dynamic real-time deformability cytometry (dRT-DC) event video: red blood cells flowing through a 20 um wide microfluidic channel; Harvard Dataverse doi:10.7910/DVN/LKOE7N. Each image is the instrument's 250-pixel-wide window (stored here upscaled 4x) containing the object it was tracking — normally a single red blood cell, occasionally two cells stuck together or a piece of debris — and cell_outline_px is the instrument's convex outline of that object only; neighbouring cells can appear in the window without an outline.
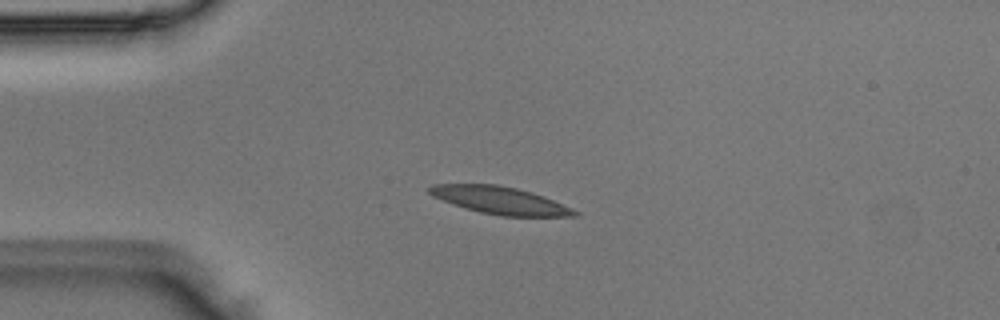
{"species": "Egyptian fruit bat (a non-hibernating species)", "species_latin": "Rousettus aegyptiacus", "temperature_condition": "room temperature", "stored_images_in_passage": 5, "camera_frame_rate_fps": 3000, "um_per_image_px": 0.085, "animal": {"sex": "male"}, "frame": {"image": 1, "passage_image": 3, "time_ms": 0.667, "image_size_px": [1000, 320], "cell_outline_px": [[580, 212], [576, 216], [500, 216], [480, 212], [464, 208], [452, 204], [432, 196], [428, 192], [428, 188], [432, 184], [496, 184], [516, 188], [532, 192], [544, 196], [572, 208]], "centroid_in_image_um": [42.49, 17.03], "position_along_channel_um": 42.5, "area_um2": 23.24}}
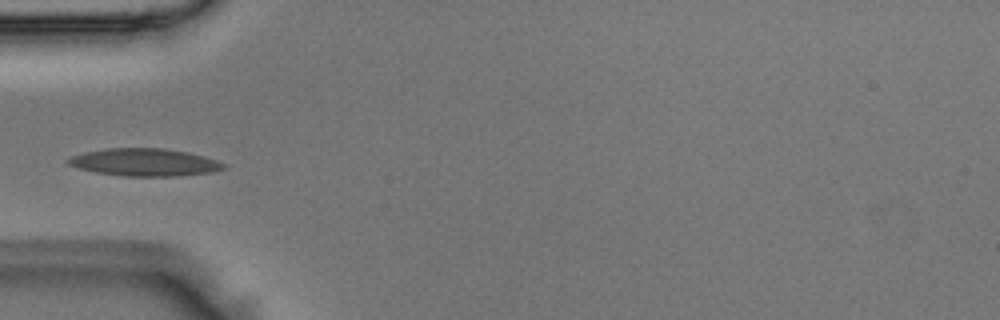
{"frame": {"image": 2, "passage_image": 4, "time_ms": 1.0, "image_size_px": [1000, 320], "cell_outline_px": [[224, 168], [212, 172], [180, 176], [124, 176], [96, 172], [80, 168], [68, 164], [64, 160], [72, 156], [84, 152], [104, 148], [164, 148], [188, 152], [204, 156], [216, 160], [224, 164]], "centroid_in_image_um": [12.27, 13.79], "position_along_channel_um": 72.7, "area_um2": 24.91}}
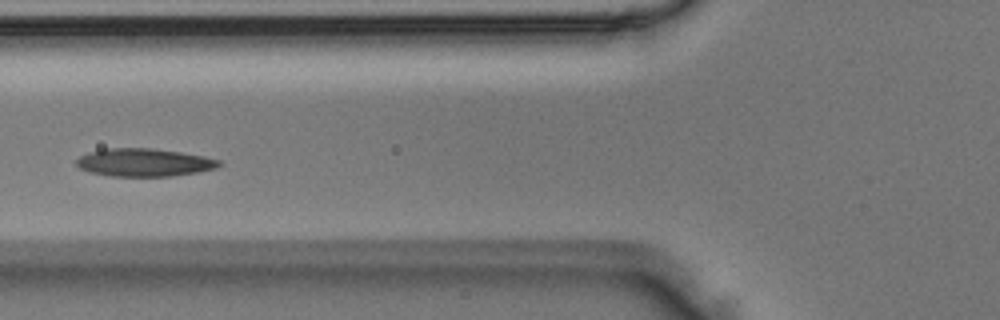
{"frame": {"image": 3, "passage_image": 5, "time_ms": 1.333, "image_size_px": [1000, 320], "cell_outline_px": [[224, 164], [216, 168], [196, 172], [172, 176], [108, 176], [92, 172], [80, 168], [76, 164], [76, 160], [80, 156], [88, 152], [104, 148], [152, 148], [180, 152], [204, 156], [220, 160]], "centroid_in_image_um": [12.26, 13.8], "position_along_channel_um": 113.5, "area_um2": 23.24}}